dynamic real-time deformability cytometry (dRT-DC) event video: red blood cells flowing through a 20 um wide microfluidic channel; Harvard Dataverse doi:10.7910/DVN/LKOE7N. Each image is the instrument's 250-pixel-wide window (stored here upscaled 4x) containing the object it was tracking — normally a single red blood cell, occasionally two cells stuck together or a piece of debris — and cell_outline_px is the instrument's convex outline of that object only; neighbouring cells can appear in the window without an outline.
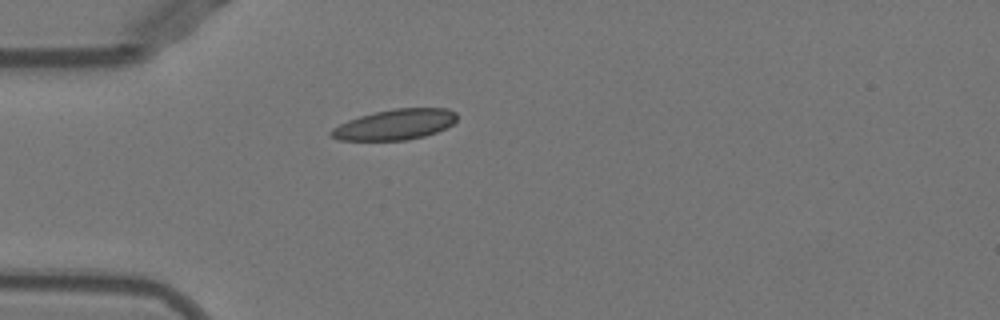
{"species": "Egyptian fruit bat (a non-hibernating species)", "species_latin": "Rousettus aegyptiacus", "temperature_condition": "warm", "stored_images_in_passage": 6, "camera_frame_rate_fps": 3000, "um_per_image_px": 0.085, "animal": {"sex": "female"}, "frame": {"image": 1, "passage_image": 1, "time_ms": 0.0, "image_size_px": [1000, 320], "cell_outline_px": [[456, 120], [452, 124], [436, 132], [424, 136], [404, 140], [340, 140], [332, 136], [328, 132], [332, 128], [348, 120], [360, 116], [392, 108], [448, 108], [456, 112]], "centroid_in_image_um": [33.58, 10.57], "position_along_channel_um": 51.4, "area_um2": 22.2}}
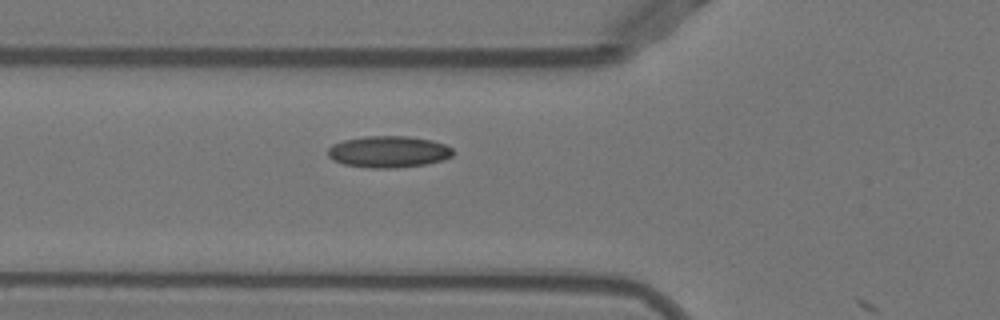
{"frame": {"image": 2, "passage_image": 5, "time_ms": 1.333, "image_size_px": [1000, 320], "cell_outline_px": [[452, 156], [440, 160], [424, 164], [392, 168], [372, 168], [344, 164], [332, 160], [328, 156], [328, 148], [332, 144], [344, 140], [364, 136], [408, 136], [432, 140], [444, 144], [452, 148]], "centroid_in_image_um": [32.98, 12.89], "position_along_channel_um": 92.8, "area_um2": 22.89}}